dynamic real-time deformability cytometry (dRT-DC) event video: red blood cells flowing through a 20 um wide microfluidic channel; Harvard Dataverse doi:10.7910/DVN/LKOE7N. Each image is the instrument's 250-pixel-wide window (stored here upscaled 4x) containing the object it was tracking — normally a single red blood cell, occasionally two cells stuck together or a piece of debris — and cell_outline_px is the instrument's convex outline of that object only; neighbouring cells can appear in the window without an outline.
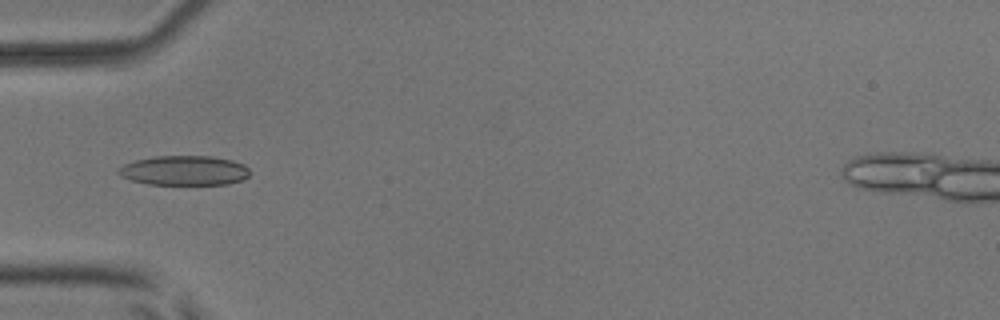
{"species": "common noctule bat (a hibernating species)", "species_latin": "Nyctalus noctula", "temperature_condition": "room temperature", "stored_images_in_passage": 4, "camera_frame_rate_fps": 3000, "um_per_image_px": 0.085, "animal": {"sex": "male", "body_mass_g": 17.9, "forearm_length_mm": 54.2}, "frame": {"image": 1, "passage_image": 4, "time_ms": 3.333, "image_size_px": [1000, 320], "cell_outline_px": [[248, 176], [244, 180], [228, 184], [148, 184], [132, 180], [120, 176], [116, 172], [116, 168], [124, 164], [136, 160], [156, 156], [212, 156], [232, 160], [244, 164], [248, 168]], "centroid_in_image_um": [15.65, 14.49], "position_along_channel_um": 69.3, "area_um2": 22.77}}